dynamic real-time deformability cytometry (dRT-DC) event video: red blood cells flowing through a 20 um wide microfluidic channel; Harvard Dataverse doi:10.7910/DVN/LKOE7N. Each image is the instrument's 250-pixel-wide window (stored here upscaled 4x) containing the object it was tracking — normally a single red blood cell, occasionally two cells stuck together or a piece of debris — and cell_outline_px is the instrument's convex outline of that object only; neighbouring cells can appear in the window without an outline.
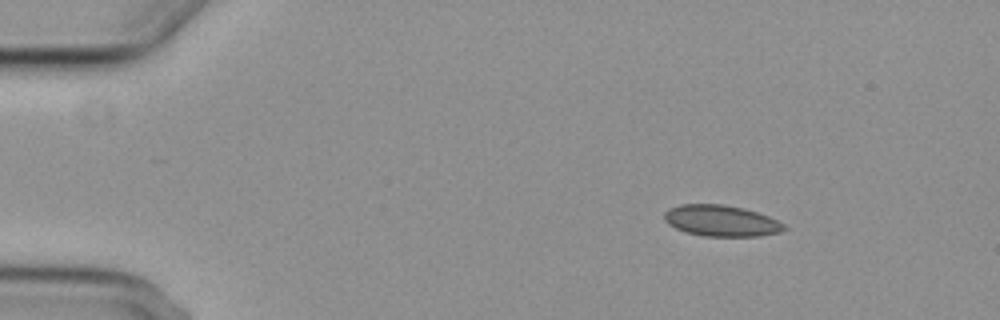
{"species": "common noctule bat (a hibernating species)", "species_latin": "Nyctalus noctula", "temperature_condition": "cold", "stored_images_in_passage": 3, "camera_frame_rate_fps": 3000, "um_per_image_px": 0.085, "animal": {"sex": "female", "body_mass_g": 29.2, "forearm_length_mm": 56.3}, "frame": {"image": 1, "passage_image": 1, "time_ms": 0.0, "image_size_px": [1000, 320], "cell_outline_px": [[788, 228], [780, 232], [760, 236], [704, 236], [684, 232], [668, 224], [664, 220], [664, 212], [668, 208], [680, 204], [724, 204], [744, 208], [768, 216], [784, 224]], "centroid_in_image_um": [61.28, 18.76], "position_along_channel_um": 23.7, "area_um2": 21.91}}
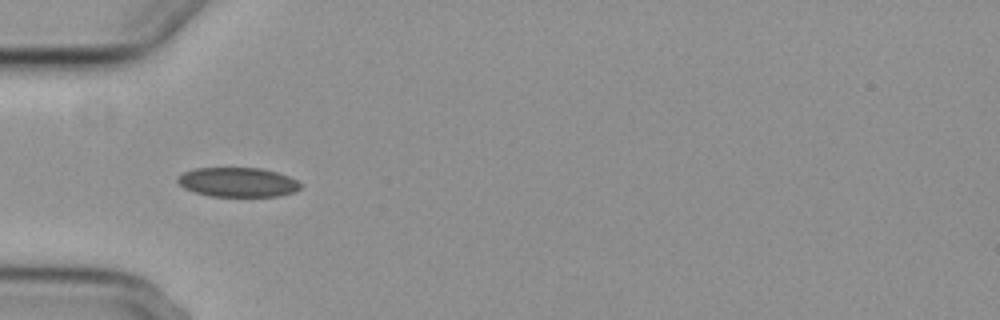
{"frame": {"image": 2, "passage_image": 3, "time_ms": 3.333, "image_size_px": [1000, 320], "cell_outline_px": [[300, 188], [296, 192], [280, 196], [208, 196], [192, 192], [184, 188], [176, 180], [184, 172], [196, 168], [260, 168], [276, 172], [288, 176], [296, 180], [300, 184]], "centroid_in_image_um": [20.21, 15.5], "position_along_channel_um": 64.8, "area_um2": 21.04}}